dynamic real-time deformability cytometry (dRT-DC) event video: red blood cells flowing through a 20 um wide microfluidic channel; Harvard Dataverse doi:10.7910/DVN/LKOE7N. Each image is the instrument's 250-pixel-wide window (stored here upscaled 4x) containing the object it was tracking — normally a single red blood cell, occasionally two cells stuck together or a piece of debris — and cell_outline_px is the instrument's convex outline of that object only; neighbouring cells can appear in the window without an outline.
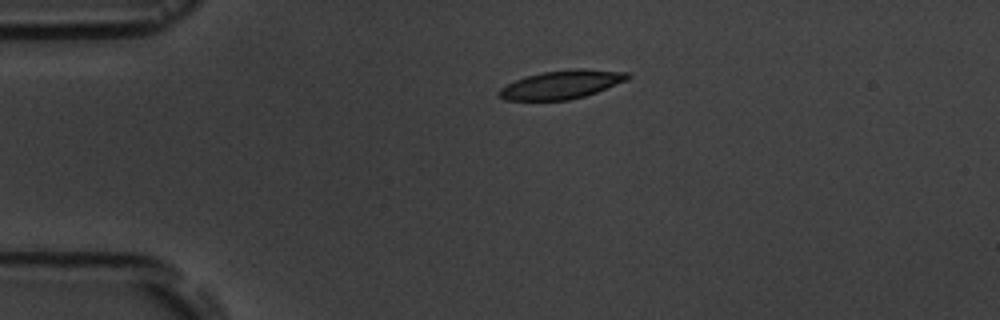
{"species": "common noctule bat (a hibernating species)", "species_latin": "Nyctalus noctula", "temperature_condition": "room temperature", "stored_images_in_passage": 2, "camera_frame_rate_fps": 3000, "um_per_image_px": 0.085, "animal": {"sex": "male", "body_mass_g": 19.5, "forearm_length_mm": 54.6}, "frame": {"image": 1, "passage_image": 1, "time_ms": 0.0, "image_size_px": [1000, 320], "cell_outline_px": [[632, 76], [628, 80], [596, 92], [584, 96], [568, 100], [504, 100], [496, 96], [496, 92], [500, 88], [516, 80], [528, 76], [544, 72], [572, 68], [580, 68], [628, 72]], "centroid_in_image_um": [47.74, 7.19], "position_along_channel_um": 37.3, "area_um2": 21.39}}